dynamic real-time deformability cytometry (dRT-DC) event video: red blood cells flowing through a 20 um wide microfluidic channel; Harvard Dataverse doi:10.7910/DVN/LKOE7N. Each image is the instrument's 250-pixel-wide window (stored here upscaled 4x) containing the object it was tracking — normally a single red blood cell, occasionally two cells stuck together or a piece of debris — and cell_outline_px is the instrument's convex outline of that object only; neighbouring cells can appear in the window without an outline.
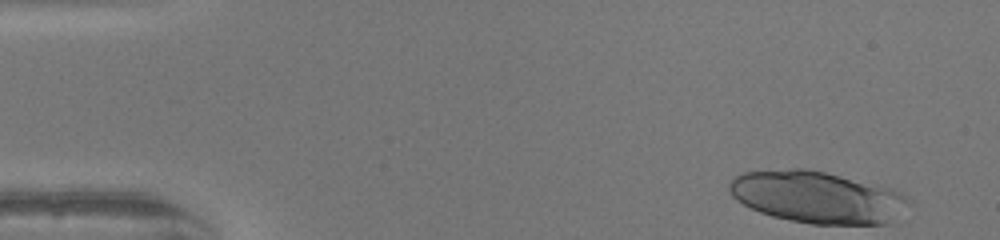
{"species": "human", "species_latin": "Homo sapiens", "temperature_condition": "warm", "stored_images_in_passage": 48, "camera_frame_rate_fps": 3000, "um_per_image_px": 0.085, "donor": {"sex": "female"}, "frame": {"image": 1, "passage_image": 1, "time_ms": 0.0, "image_size_px": [1000, 240], "cell_outline_px": [[912, 204], [888, 224], [812, 224], [772, 216], [760, 212], [736, 200], [732, 196], [728, 188], [728, 184], [732, 176], [744, 172], [792, 168], [804, 168], [824, 172], [892, 188], [908, 196]], "centroid_in_image_um": [69.48, 16.75], "position_along_channel_um": 15.5, "area_um2": 54.45}}